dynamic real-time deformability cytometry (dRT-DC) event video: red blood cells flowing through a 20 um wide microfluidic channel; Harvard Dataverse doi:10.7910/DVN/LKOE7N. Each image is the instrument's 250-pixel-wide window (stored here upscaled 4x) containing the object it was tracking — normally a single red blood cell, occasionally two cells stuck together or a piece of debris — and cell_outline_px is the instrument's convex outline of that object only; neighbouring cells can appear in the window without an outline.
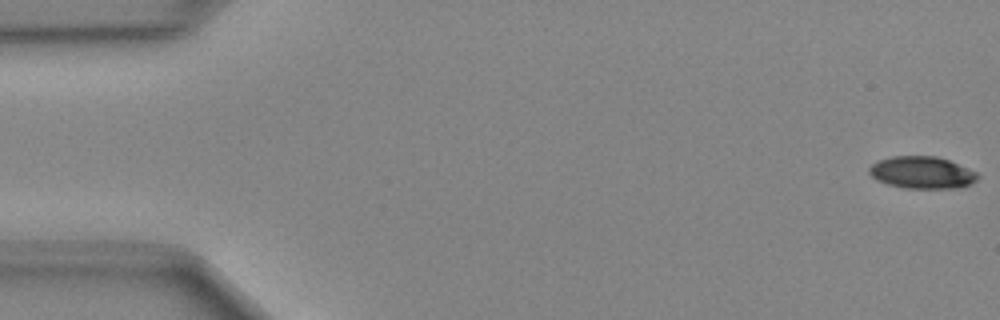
{"species": "Egyptian fruit bat (a non-hibernating species)", "species_latin": "Rousettus aegyptiacus", "temperature_condition": "cold", "stored_images_in_passage": 49, "camera_frame_rate_fps": 3000, "um_per_image_px": 0.085, "animal": {"sex": "female"}, "frame": {"image": 1, "passage_image": 1, "time_ms": 0.0, "image_size_px": [1000, 320], "cell_outline_px": [[980, 176], [972, 184], [952, 188], [904, 188], [888, 184], [876, 180], [868, 172], [868, 168], [876, 160], [892, 156], [936, 156], [948, 160], [968, 168], [976, 172]], "centroid_in_image_um": [78.34, 14.66], "position_along_channel_um": 6.7, "area_um2": 20.35}}
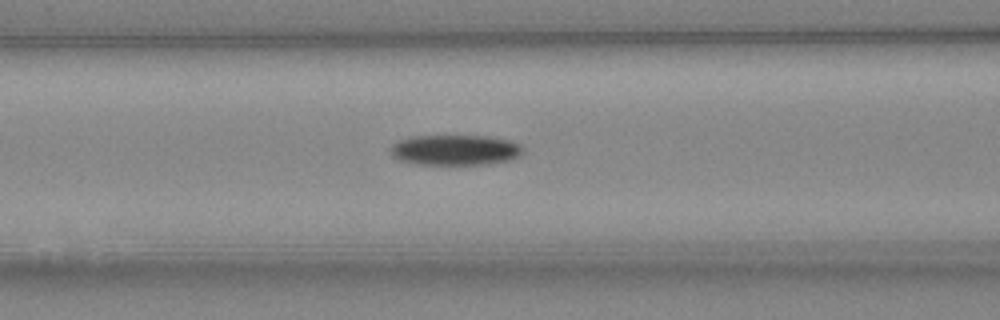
{"frame": {"image": 2, "passage_image": 20, "time_ms": 6.333, "image_size_px": [1000, 320], "cell_outline_px": [[524, 152], [520, 156], [508, 160], [488, 164], [420, 164], [400, 160], [392, 156], [388, 148], [392, 144], [400, 140], [412, 136], [488, 136], [512, 140], [520, 144], [524, 148]], "centroid_in_image_um": [38.72, 12.74], "position_along_channel_um": 127.9, "area_um2": 23.64}}
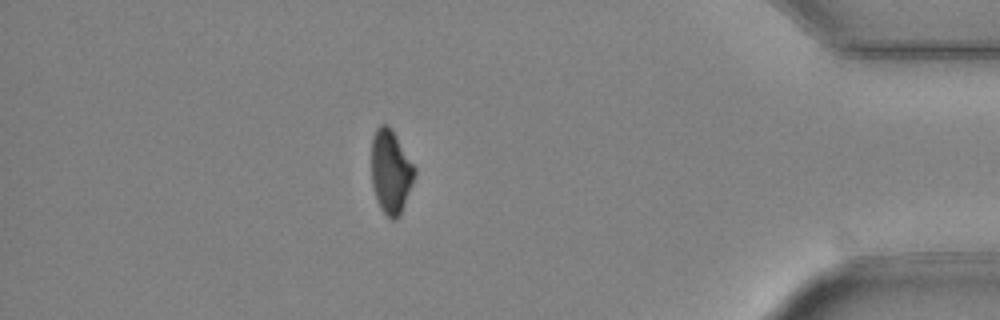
{"frame": {"image": 3, "passage_image": 43, "time_ms": 14.0, "image_size_px": [1000, 320], "cell_outline_px": [[416, 172], [412, 184], [400, 216], [396, 220], [392, 220], [380, 208], [376, 200], [372, 184], [372, 136], [376, 128], [380, 124], [388, 124], [392, 128], [416, 168]], "centroid_in_image_um": [33.21, 14.57], "position_along_channel_um": 402.0, "area_um2": 21.21}}